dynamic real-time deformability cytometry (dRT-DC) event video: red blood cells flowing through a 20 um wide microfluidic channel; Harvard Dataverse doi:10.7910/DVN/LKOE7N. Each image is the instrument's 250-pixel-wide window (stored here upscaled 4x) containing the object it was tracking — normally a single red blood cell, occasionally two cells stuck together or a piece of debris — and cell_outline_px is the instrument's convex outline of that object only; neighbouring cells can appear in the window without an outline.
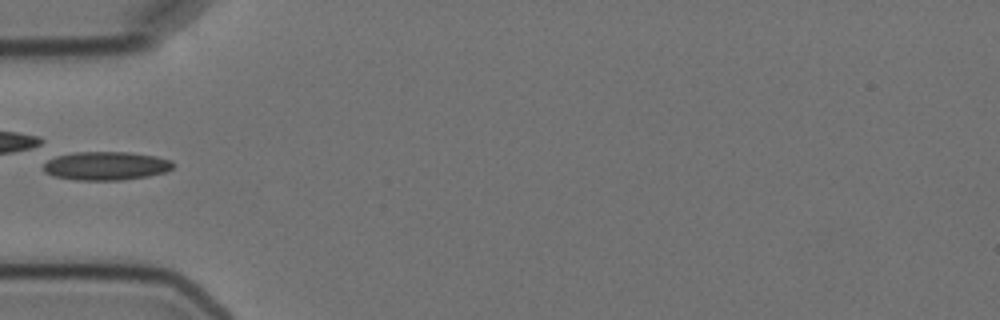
{"species": "Egyptian fruit bat (a non-hibernating species)", "species_latin": "Rousettus aegyptiacus", "temperature_condition": "cold", "stored_images_in_passage": 2, "camera_frame_rate_fps": 3000, "um_per_image_px": 0.085, "animal": {"sex": "female"}, "frame": {"image": 1, "passage_image": 2, "time_ms": 1.0, "image_size_px": [1000, 320], "cell_outline_px": [[172, 168], [164, 172], [148, 176], [124, 180], [76, 180], [52, 176], [44, 172], [40, 168], [48, 160], [56, 156], [76, 152], [128, 152], [156, 156], [172, 160]], "centroid_in_image_um": [8.97, 14.1], "position_along_channel_um": 76.0, "area_um2": 21.68}}